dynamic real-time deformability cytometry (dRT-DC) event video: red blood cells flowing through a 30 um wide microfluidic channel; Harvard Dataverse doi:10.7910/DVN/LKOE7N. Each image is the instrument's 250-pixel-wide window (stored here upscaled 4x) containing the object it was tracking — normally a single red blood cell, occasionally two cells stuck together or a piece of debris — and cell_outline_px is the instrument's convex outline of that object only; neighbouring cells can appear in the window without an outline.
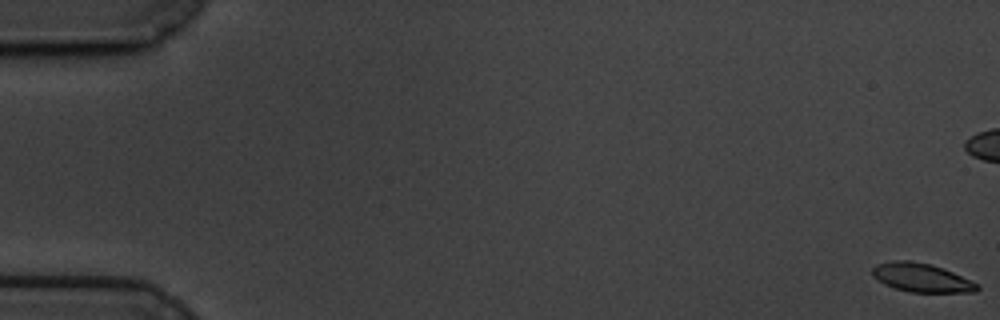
{"species": "common noctule bat (a hibernating species)", "species_latin": "Nyctalus noctula", "temperature_condition": "cold", "stored_images_in_passage": 62, "camera_frame_rate_fps": 3000, "um_per_image_px": 0.085, "animal": {"sex": "male", "body_mass_g": 19.5, "forearm_length_mm": 54.6}, "frame": {"image": 1, "passage_image": 1, "time_ms": 0.0, "image_size_px": [1000, 320], "cell_outline_px": [[980, 288], [976, 292], [908, 292], [884, 284], [876, 280], [872, 276], [872, 268], [876, 264], [892, 260], [908, 260], [928, 264], [944, 268], [980, 284]], "centroid_in_image_um": [78.32, 23.6], "position_along_channel_um": 6.7, "area_um2": 17.69}}
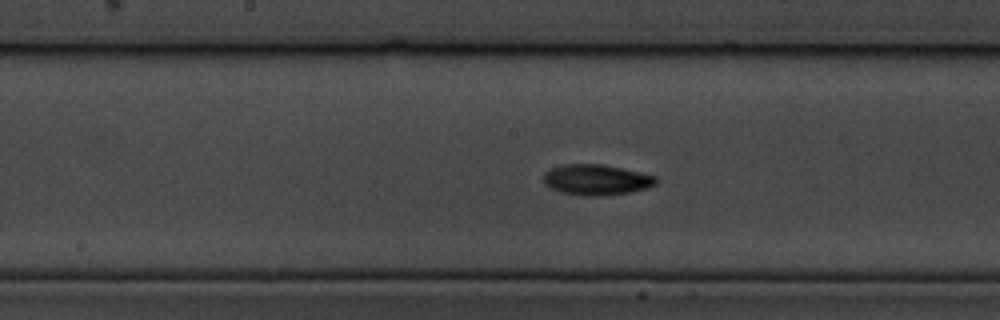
{"frame": {"image": 2, "passage_image": 32, "time_ms": 10.333, "image_size_px": [1000, 320], "cell_outline_px": [[656, 184], [648, 188], [628, 192], [600, 196], [588, 196], [560, 192], [544, 184], [544, 172], [552, 168], [564, 164], [600, 164], [640, 172], [656, 176]], "centroid_in_image_um": [50.68, 15.28], "position_along_channel_um": 197.5, "area_um2": 19.88}}
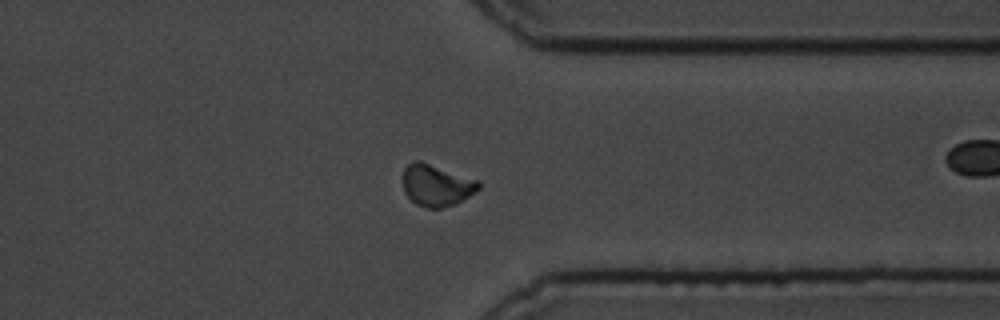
{"frame": {"image": 3, "passage_image": 48, "time_ms": 15.667, "image_size_px": [1000, 320], "cell_outline_px": [[480, 188], [456, 204], [440, 208], [424, 208], [416, 204], [404, 192], [404, 168], [412, 160], [420, 160], [480, 180]], "centroid_in_image_um": [37.11, 15.73], "position_along_channel_um": 374.3, "area_um2": 18.5}, "authors_computed_cell_mechanics": {"area_um2": 18.3226, "velocity_mm_per_s": 3.355, "shape_relaxation_time_tau1_ms": 2.9674, "shape_relaxation_time_tau2_ms": null, "deformation_change_tau1": 0.1232, "deformation_change_tau2": null}}